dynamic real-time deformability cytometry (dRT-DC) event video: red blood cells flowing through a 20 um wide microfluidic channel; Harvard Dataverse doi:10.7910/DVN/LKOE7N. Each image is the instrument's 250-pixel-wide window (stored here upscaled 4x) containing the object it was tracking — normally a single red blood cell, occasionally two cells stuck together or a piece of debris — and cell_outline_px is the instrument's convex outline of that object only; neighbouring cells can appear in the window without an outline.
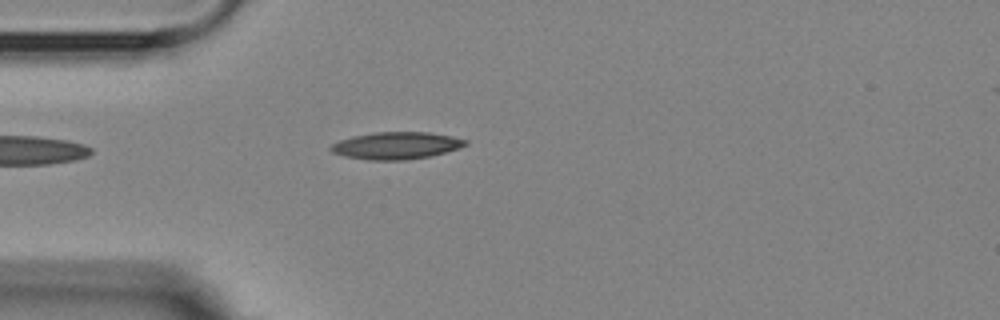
{"species": "Egyptian fruit bat (a non-hibernating species)", "species_latin": "Rousettus aegyptiacus", "temperature_condition": "room temperature", "stored_images_in_passage": 3, "camera_frame_rate_fps": 3000, "um_per_image_px": 0.085, "animal": {"sex": "female"}, "frame": {"image": 1, "passage_image": 3, "time_ms": 4.0, "image_size_px": [1000, 320], "cell_outline_px": [[468, 144], [460, 148], [428, 156], [404, 160], [368, 160], [344, 156], [332, 152], [328, 148], [332, 144], [340, 140], [352, 136], [372, 132], [428, 132], [452, 136], [468, 140]], "centroid_in_image_um": [33.67, 12.37], "position_along_channel_um": 51.3, "area_um2": 21.33}}